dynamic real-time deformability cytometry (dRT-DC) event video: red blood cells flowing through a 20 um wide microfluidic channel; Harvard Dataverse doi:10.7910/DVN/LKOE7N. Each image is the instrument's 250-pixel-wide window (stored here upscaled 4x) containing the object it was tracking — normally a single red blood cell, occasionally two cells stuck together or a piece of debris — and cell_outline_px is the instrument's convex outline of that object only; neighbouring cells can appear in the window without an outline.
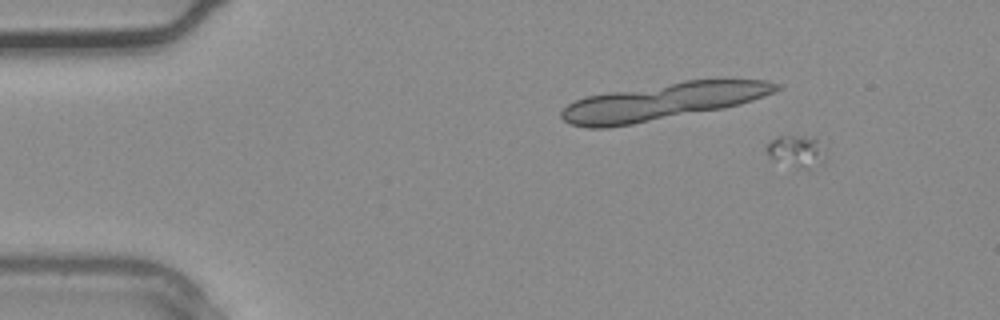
{"species": "common noctule bat (a hibernating species)", "species_latin": "Nyctalus noctula", "temperature_condition": "warm", "stored_images_in_passage": 9, "camera_frame_rate_fps": 3000, "um_per_image_px": 0.085, "animal": {"sex": "male", "body_mass_g": 20.4}, "frame": {"image": 1, "passage_image": 9, "time_ms": 2.667, "image_size_px": [1000, 320], "cell_outline_px": [[828, 148], [824, 164], [808, 168], [796, 168], [772, 156], [764, 148], [772, 140], [780, 136], [816, 136]], "centroid_in_image_um": [67.87, 12.82], "position_along_channel_um": 17.1, "area_um2": 11.16}}